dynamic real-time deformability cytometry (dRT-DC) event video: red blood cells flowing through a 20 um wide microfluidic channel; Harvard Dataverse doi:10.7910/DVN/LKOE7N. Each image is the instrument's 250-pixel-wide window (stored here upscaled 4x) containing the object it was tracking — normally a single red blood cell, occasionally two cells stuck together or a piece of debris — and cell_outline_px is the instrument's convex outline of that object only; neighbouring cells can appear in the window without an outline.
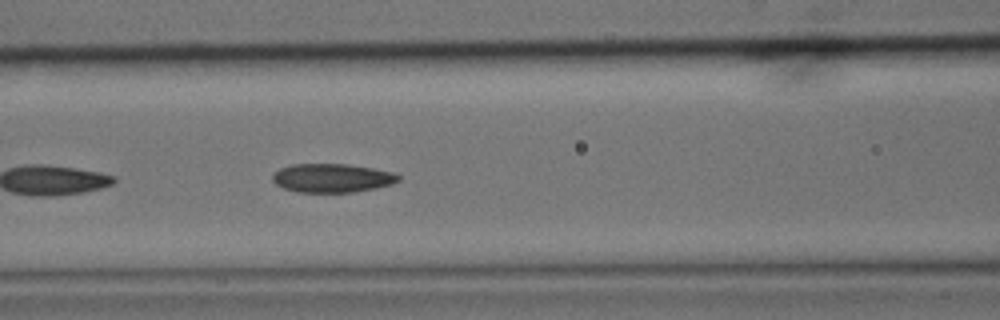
{"species": "common noctule bat (a hibernating species)", "species_latin": "Nyctalus noctula", "temperature_condition": "cold", "stored_images_in_passage": 7, "camera_frame_rate_fps": 3000, "um_per_image_px": 0.085, "animal": {"sex": "male", "body_mass_g": 15.6}, "frame": {"image": 1, "passage_image": 7, "time_ms": 2.0, "image_size_px": [1000, 320], "cell_outline_px": [[400, 180], [392, 184], [376, 188], [352, 192], [296, 192], [284, 188], [276, 184], [272, 180], [272, 172], [280, 168], [292, 164], [348, 164], [372, 168], [392, 172], [400, 176]], "centroid_in_image_um": [28.2, 15.13], "position_along_channel_um": 138.4, "area_um2": 21.15}}